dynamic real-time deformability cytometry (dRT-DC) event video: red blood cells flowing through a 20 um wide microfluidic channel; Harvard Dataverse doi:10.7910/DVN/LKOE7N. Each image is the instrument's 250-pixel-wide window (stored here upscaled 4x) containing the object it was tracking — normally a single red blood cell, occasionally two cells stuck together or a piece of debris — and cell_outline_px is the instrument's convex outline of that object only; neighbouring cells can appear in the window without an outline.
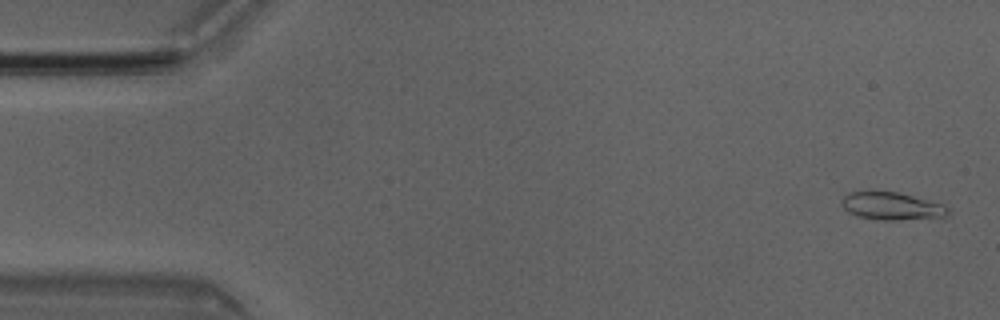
{"species": "Egyptian fruit bat (a non-hibernating species)", "species_latin": "Rousettus aegyptiacus", "temperature_condition": "room temperature", "stored_images_in_passage": 6, "camera_frame_rate_fps": 3000, "um_per_image_px": 0.085, "animal": {"sex": "male"}, "frame": {"image": 1, "passage_image": 1, "time_ms": 0.0, "image_size_px": [1000, 320], "cell_outline_px": [[948, 212], [944, 220], [880, 220], [860, 216], [848, 212], [840, 204], [840, 200], [848, 192], [896, 192], [944, 204], [948, 208]], "centroid_in_image_um": [75.88, 17.56], "position_along_channel_um": 9.1, "area_um2": 17.51}}